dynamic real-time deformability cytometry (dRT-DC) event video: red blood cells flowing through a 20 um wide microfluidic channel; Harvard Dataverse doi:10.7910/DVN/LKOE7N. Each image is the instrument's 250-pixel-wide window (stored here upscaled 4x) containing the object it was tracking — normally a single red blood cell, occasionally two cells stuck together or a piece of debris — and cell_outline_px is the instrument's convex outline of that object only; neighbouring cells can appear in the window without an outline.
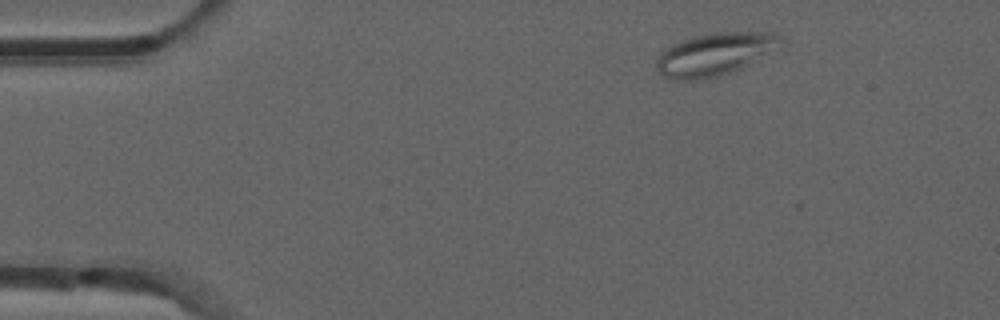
{"species": "common noctule bat (a hibernating species)", "species_latin": "Nyctalus noctula", "temperature_condition": "room temperature", "stored_images_in_passage": 46, "camera_frame_rate_fps": 3000, "um_per_image_px": 0.085, "animal": {"sex": "male", "forearm_length_mm": 52.5}, "frame": {"image": 1, "passage_image": 1, "time_ms": 0.0, "image_size_px": [1000, 320], "cell_outline_px": [[788, 44], [740, 68], [720, 76], [696, 80], [672, 80], [664, 76], [656, 68], [656, 60], [660, 52], [664, 48], [680, 40], [692, 36], [716, 32], [776, 32], [784, 36]], "centroid_in_image_um": [60.82, 4.58], "position_along_channel_um": 24.2, "area_um2": 31.56}}
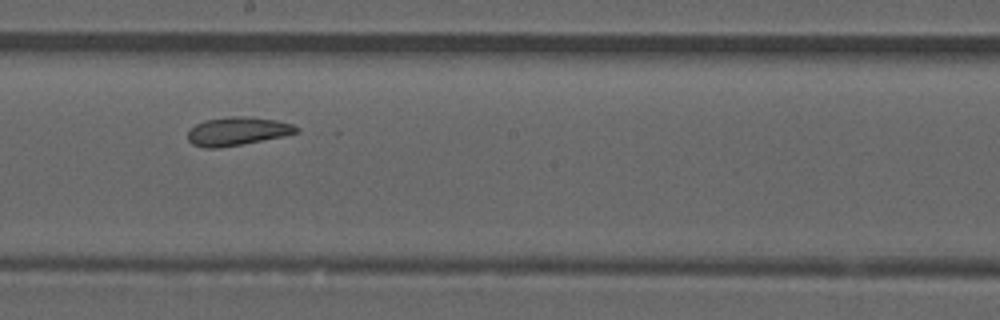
{"frame": {"image": 2, "passage_image": 23, "time_ms": 7.333, "image_size_px": [1000, 320], "cell_outline_px": [[300, 132], [284, 136], [240, 144], [216, 148], [204, 148], [192, 144], [188, 140], [188, 132], [196, 124], [204, 120], [232, 116], [244, 116], [276, 120], [292, 124], [300, 128]], "centroid_in_image_um": [20.19, 11.15], "position_along_channel_um": 228.0, "area_um2": 17.86}}
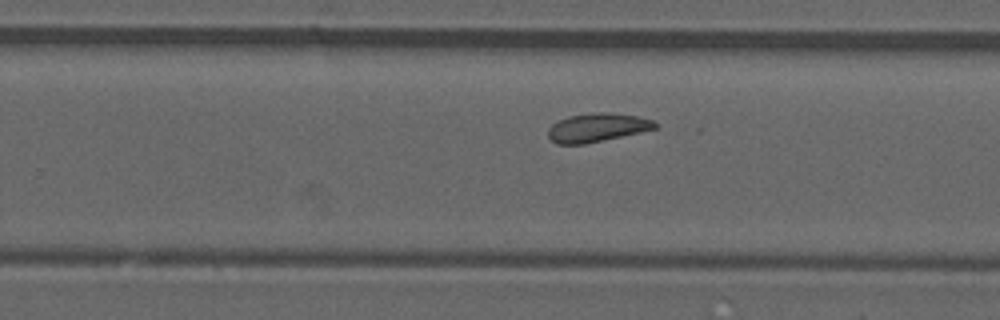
{"frame": {"image": 3, "passage_image": 27, "time_ms": 8.667, "image_size_px": [1000, 320], "cell_outline_px": [[656, 128], [640, 132], [584, 144], [556, 144], [548, 136], [548, 128], [552, 124], [568, 116], [592, 112], [608, 112], [636, 116], [652, 120], [656, 124]], "centroid_in_image_um": [50.71, 10.84], "position_along_channel_um": 279.1, "area_um2": 17.63}, "authors_computed_cell_mechanics": {"area_um2": 18.6405, "velocity_mm_per_s": 3.8387, "shape_relaxation_time_tau1_ms": null, "shape_relaxation_time_tau2_ms": 2.46, "deformation_change_tau1": null, "deformation_change_tau2": 0.0816}}